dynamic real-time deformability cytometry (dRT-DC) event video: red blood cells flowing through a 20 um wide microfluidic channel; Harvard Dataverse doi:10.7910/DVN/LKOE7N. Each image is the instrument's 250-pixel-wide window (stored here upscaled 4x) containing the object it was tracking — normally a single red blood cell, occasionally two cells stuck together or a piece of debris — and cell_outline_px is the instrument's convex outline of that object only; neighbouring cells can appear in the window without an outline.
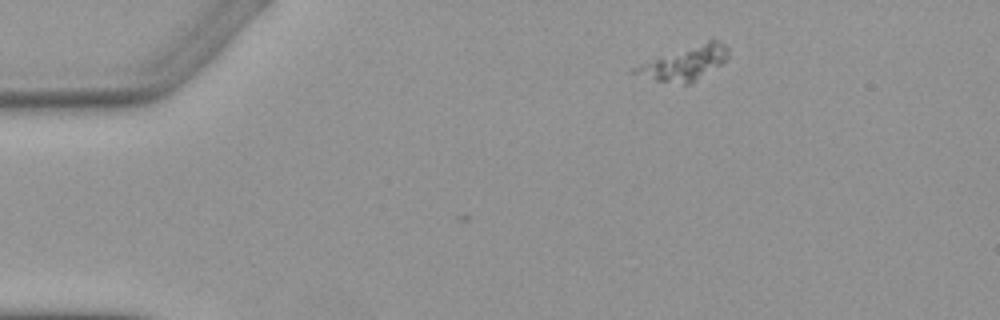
{"species": "Egyptian fruit bat (a non-hibernating species)", "species_latin": "Rousettus aegyptiacus", "temperature_condition": "warm", "stored_images_in_passage": 2, "camera_frame_rate_fps": 3000, "um_per_image_px": 0.085, "animal": {"sex": "female"}, "frame": {"image": 1, "passage_image": 2, "time_ms": 1.333, "image_size_px": [1000, 320], "cell_outline_px": [[728, 56], [720, 64], [696, 80], [688, 84], [684, 84], [656, 80], [628, 72], [632, 68], [708, 40], [716, 40], [724, 44], [728, 48]], "centroid_in_image_um": [58.22, 5.39], "position_along_channel_um": 26.8, "area_um2": 17.34}}